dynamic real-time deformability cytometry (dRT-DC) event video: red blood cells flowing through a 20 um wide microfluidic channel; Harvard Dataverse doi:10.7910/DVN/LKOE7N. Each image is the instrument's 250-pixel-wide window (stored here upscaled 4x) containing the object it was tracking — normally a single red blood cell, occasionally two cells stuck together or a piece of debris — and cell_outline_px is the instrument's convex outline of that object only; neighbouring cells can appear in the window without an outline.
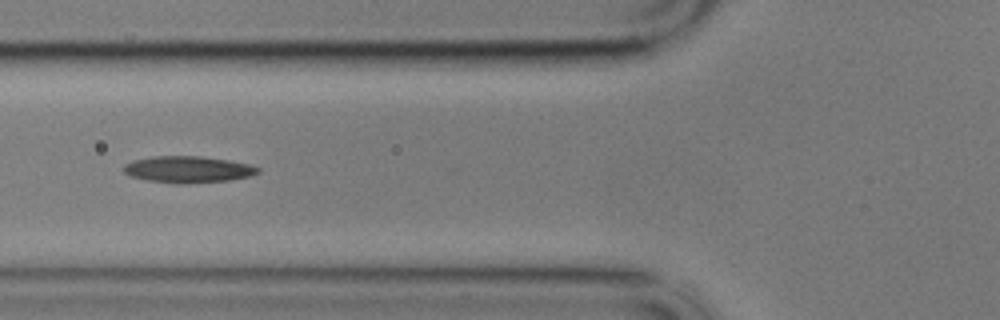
{"species": "common noctule bat (a hibernating species)", "species_latin": "Nyctalus noctula", "temperature_condition": "cold", "stored_images_in_passage": 43, "camera_frame_rate_fps": 3000, "um_per_image_px": 0.085, "animal": {"sex": "male", "body_mass_g": 17.9}, "frame": {"image": 1, "passage_image": 7, "time_ms": 2.0, "image_size_px": [1000, 320], "cell_outline_px": [[260, 172], [252, 176], [228, 180], [188, 184], [180, 184], [148, 180], [132, 176], [124, 172], [124, 164], [132, 160], [152, 156], [200, 156], [228, 160], [252, 164], [260, 168]], "centroid_in_image_um": [16.02, 14.4], "position_along_channel_um": 109.8, "area_um2": 20.92}}
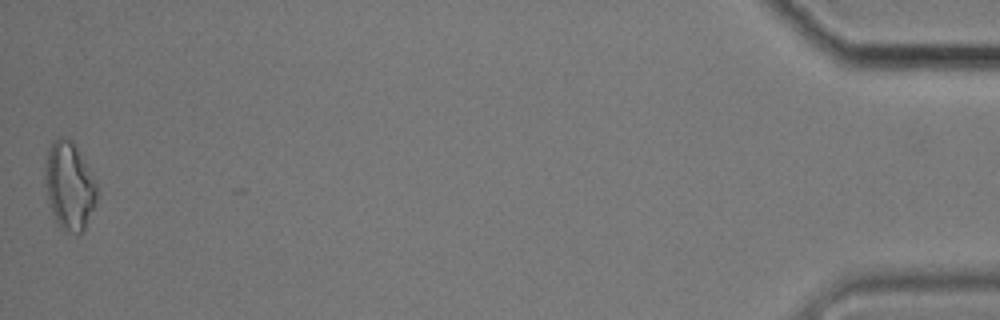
{"frame": {"image": 2, "passage_image": 43, "time_ms": 14.0, "image_size_px": [1000, 320], "cell_outline_px": [[96, 200], [84, 228], [76, 236], [64, 232], [60, 228], [52, 212], [44, 184], [44, 168], [48, 148], [52, 140], [60, 136], [64, 136], [72, 140], [96, 184]], "centroid_in_image_um": [5.84, 15.8], "position_along_channel_um": 429.4, "area_um2": 26.36}, "authors_computed_cell_mechanics": {"area_um2": 20.1722, "velocity_mm_per_s": 3.436, "shape_relaxation_time_tau1_ms": null, "shape_relaxation_time_tau2_ms": 5.8049, "deformation_change_tau1": null, "deformation_change_tau2": 0.1654}}